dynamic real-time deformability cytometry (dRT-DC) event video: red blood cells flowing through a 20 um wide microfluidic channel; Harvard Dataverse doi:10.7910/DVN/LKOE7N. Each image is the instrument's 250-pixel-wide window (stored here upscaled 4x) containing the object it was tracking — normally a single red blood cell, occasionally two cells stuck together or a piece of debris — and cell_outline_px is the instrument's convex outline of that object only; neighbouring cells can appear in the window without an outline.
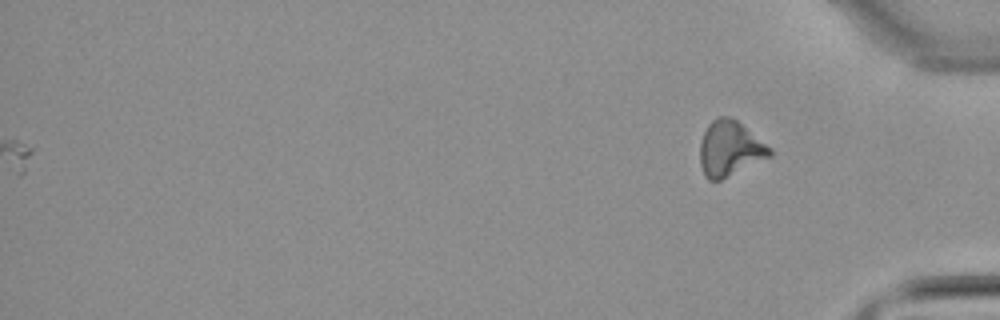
{"species": "common noctule bat (a hibernating species)", "species_latin": "Nyctalus noctula", "temperature_condition": "warm", "stored_images_in_passage": 33, "camera_frame_rate_fps": 3000, "um_per_image_px": 0.085, "animal": {"sex": "male", "body_mass_g": 21.5, "forearm_length_mm": 52.0}, "frame": {"image": 1, "passage_image": 33, "time_ms": 10.667, "image_size_px": [1000, 320], "cell_outline_px": [[772, 156], [720, 180], [708, 180], [704, 176], [700, 164], [700, 144], [704, 132], [708, 124], [712, 120], [720, 116], [728, 116], [736, 120], [772, 148]], "centroid_in_image_um": [62.03, 12.64], "position_along_channel_um": 373.2, "area_um2": 22.37}}